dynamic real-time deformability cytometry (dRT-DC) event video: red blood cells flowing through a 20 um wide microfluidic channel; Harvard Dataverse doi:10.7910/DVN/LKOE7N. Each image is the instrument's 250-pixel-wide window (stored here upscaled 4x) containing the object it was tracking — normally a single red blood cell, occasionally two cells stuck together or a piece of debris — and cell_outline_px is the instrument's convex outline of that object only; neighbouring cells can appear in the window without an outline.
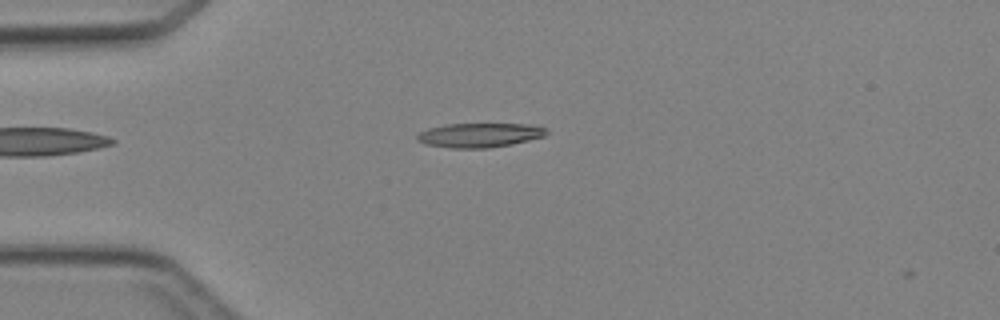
{"species": "Egyptian fruit bat (a non-hibernating species)", "species_latin": "Rousettus aegyptiacus", "temperature_condition": "cold", "stored_images_in_passage": 3, "camera_frame_rate_fps": 3000, "um_per_image_px": 0.085, "animal": {"sex": "female"}, "frame": {"image": 1, "passage_image": 3, "time_ms": 3.333, "image_size_px": [1000, 320], "cell_outline_px": [[548, 132], [544, 136], [512, 144], [488, 148], [452, 148], [424, 144], [416, 140], [416, 136], [420, 132], [428, 128], [448, 124], [528, 124], [548, 128]], "centroid_in_image_um": [40.75, 11.49], "position_along_channel_um": 44.2, "area_um2": 18.32}}